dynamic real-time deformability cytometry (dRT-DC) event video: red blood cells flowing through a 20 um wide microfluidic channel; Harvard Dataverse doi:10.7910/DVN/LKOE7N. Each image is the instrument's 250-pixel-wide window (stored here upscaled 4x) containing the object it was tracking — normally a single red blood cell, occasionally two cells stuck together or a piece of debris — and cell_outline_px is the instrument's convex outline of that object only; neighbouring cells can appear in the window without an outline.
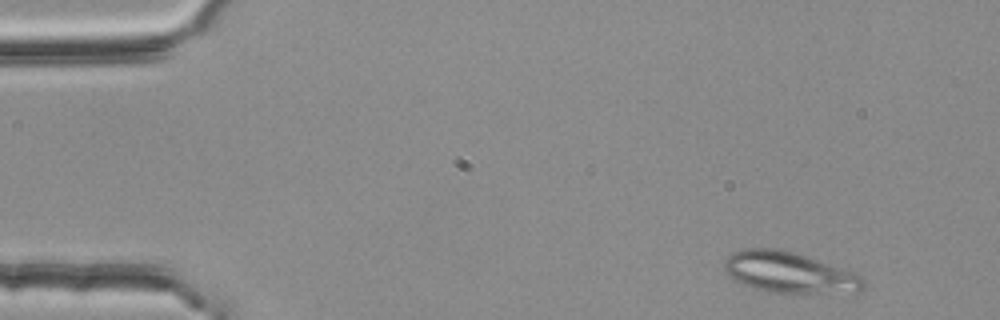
{"species": "common noctule bat (a hibernating species)", "species_latin": "Nyctalus noctula", "temperature_condition": "room temperature", "stored_images_in_passage": 49, "camera_frame_rate_fps": 3000, "um_per_image_px": 0.085, "animal": {"sex": "female", "body_mass_g": 25.1}, "frame": {"image": 1, "passage_image": 3, "time_ms": 0.667, "image_size_px": [1000, 320], "cell_outline_px": [[864, 288], [860, 292], [772, 292], [752, 288], [740, 284], [732, 280], [724, 272], [724, 264], [728, 256], [732, 252], [740, 248], [776, 248], [796, 252], [864, 276]], "centroid_in_image_um": [67.03, 23.14], "position_along_channel_um": 18.0, "area_um2": 33.35}}
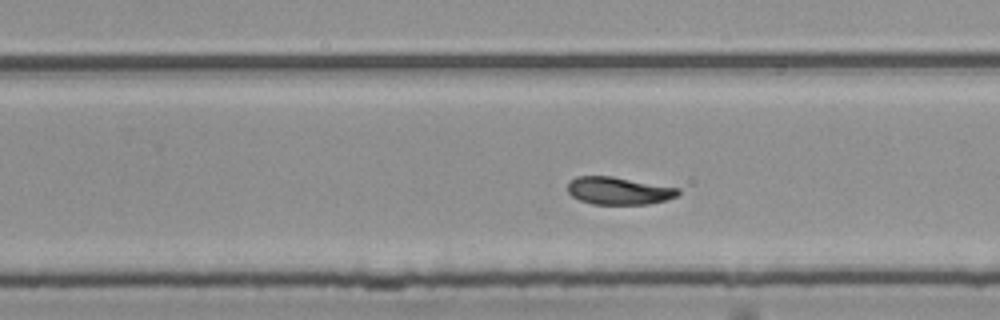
{"frame": {"image": 2, "passage_image": 32, "time_ms": 10.333, "image_size_px": [1000, 320], "cell_outline_px": [[680, 192], [676, 196], [668, 200], [648, 204], [592, 204], [580, 200], [572, 196], [568, 192], [568, 180], [576, 176], [612, 176], [680, 188]], "centroid_in_image_um": [52.58, 16.21], "position_along_channel_um": 277.2, "area_um2": 17.86}}
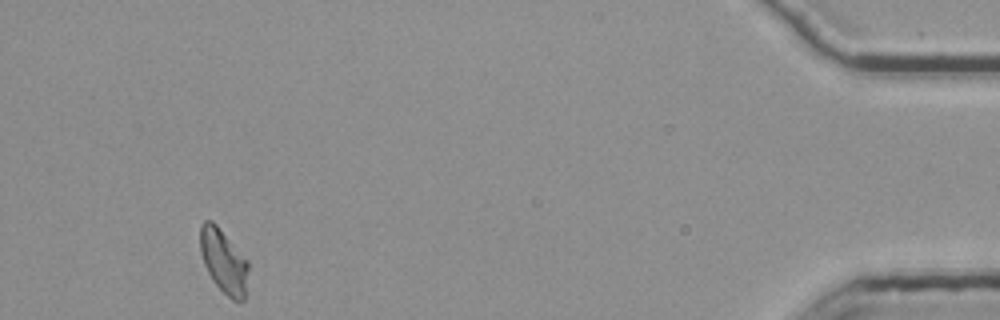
{"frame": {"image": 3, "passage_image": 49, "time_ms": 16.0, "image_size_px": [1000, 320], "cell_outline_px": [[248, 268], [244, 300], [232, 300], [212, 280], [204, 264], [200, 252], [200, 224], [204, 220], [212, 220], [216, 224], [248, 260]], "centroid_in_image_um": [18.99, 22.16], "position_along_channel_um": 416.2, "area_um2": 17.8}, "authors_computed_cell_mechanics": {"area_um2": 18.496, "velocity_mm_per_s": 3.7367, "shape_relaxation_time_tau1_ms": 3.5677, "shape_relaxation_time_tau2_ms": null, "deformation_change_tau1": 0.1313, "deformation_change_tau2": null}}